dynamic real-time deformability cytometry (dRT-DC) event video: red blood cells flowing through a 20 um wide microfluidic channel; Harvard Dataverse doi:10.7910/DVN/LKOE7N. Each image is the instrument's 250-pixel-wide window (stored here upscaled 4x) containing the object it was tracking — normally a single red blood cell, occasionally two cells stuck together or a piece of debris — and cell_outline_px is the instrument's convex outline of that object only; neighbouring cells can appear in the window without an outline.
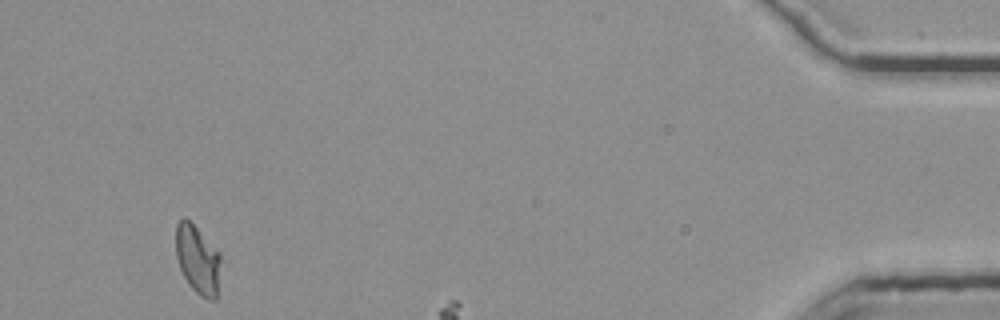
{"species": "common noctule bat (a hibernating species)", "species_latin": "Nyctalus noctula", "temperature_condition": "room temperature", "stored_images_in_passage": 35, "camera_frame_rate_fps": 3000, "um_per_image_px": 0.085, "animal": {"sex": "female", "body_mass_g": 25.1}, "frame": {"image": 1, "passage_image": 35, "time_ms": 11.333, "image_size_px": [1000, 320], "cell_outline_px": [[220, 260], [216, 300], [208, 300], [200, 296], [188, 284], [180, 268], [176, 256], [176, 224], [184, 216], [220, 252]], "centroid_in_image_um": [16.79, 22.08], "position_along_channel_um": 418.4, "area_um2": 17.74}}